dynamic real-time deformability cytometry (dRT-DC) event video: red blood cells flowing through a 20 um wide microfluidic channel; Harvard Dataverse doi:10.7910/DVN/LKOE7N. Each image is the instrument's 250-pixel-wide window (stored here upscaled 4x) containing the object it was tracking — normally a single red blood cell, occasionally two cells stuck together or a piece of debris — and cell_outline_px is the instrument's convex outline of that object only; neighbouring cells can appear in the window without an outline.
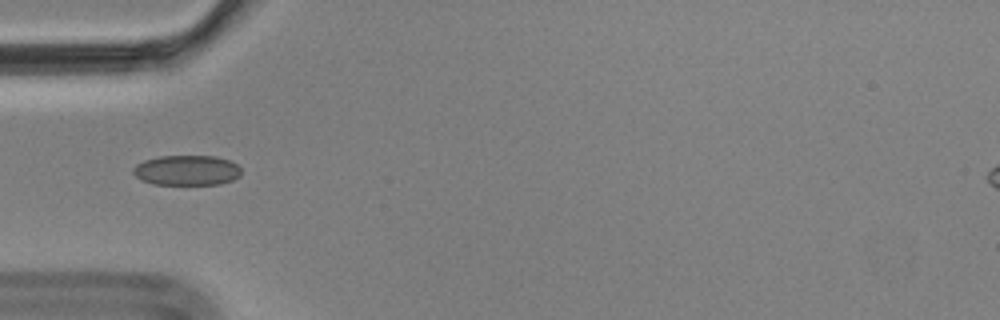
{"species": "Egyptian fruit bat (a non-hibernating species)", "species_latin": "Rousettus aegyptiacus", "temperature_condition": "cold", "stored_images_in_passage": 12, "camera_frame_rate_fps": 3000, "um_per_image_px": 0.085, "animal": {"sex": "male"}, "frame": {"image": 1, "passage_image": 4, "time_ms": 1.0, "image_size_px": [1000, 320], "cell_outline_px": [[240, 176], [232, 180], [220, 184], [152, 184], [140, 180], [132, 172], [132, 168], [136, 164], [144, 160], [160, 156], [216, 156], [228, 160], [236, 164], [240, 168]], "centroid_in_image_um": [15.84, 14.47], "position_along_channel_um": 69.2, "area_um2": 19.02}}
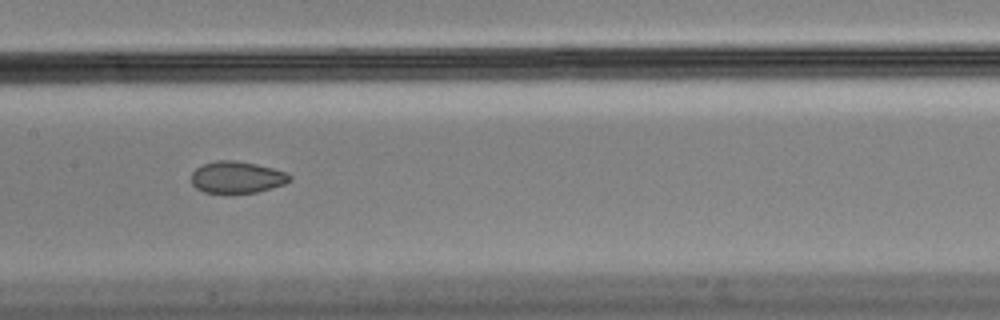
{"frame": {"image": 2, "passage_image": 7, "time_ms": 2.0, "image_size_px": [1000, 320], "cell_outline_px": [[292, 180], [284, 184], [256, 192], [204, 192], [196, 188], [192, 184], [192, 172], [196, 168], [204, 164], [216, 160], [236, 160], [256, 164], [288, 172], [292, 176]], "centroid_in_image_um": [20.16, 15.05], "position_along_channel_um": 187.2, "area_um2": 18.09}}
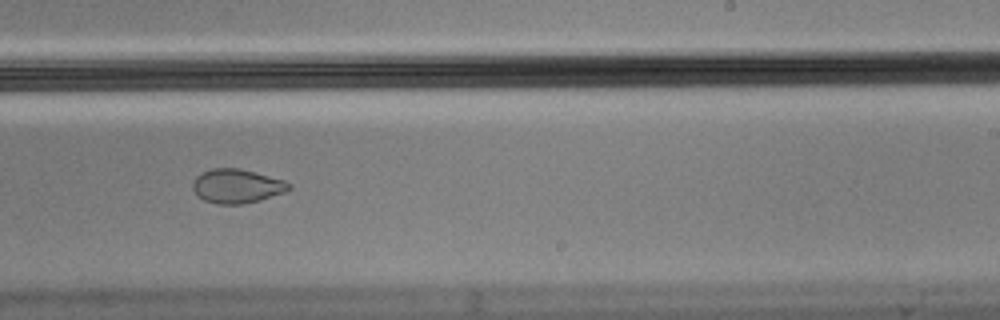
{"frame": {"image": 3, "passage_image": 9, "time_ms": 2.667, "image_size_px": [1000, 320], "cell_outline_px": [[292, 188], [284, 192], [260, 200], [240, 204], [216, 204], [204, 200], [192, 188], [192, 184], [196, 176], [212, 168], [240, 168], [284, 180], [292, 184]], "centroid_in_image_um": [20.15, 15.81], "position_along_channel_um": 268.9, "area_um2": 18.96}}